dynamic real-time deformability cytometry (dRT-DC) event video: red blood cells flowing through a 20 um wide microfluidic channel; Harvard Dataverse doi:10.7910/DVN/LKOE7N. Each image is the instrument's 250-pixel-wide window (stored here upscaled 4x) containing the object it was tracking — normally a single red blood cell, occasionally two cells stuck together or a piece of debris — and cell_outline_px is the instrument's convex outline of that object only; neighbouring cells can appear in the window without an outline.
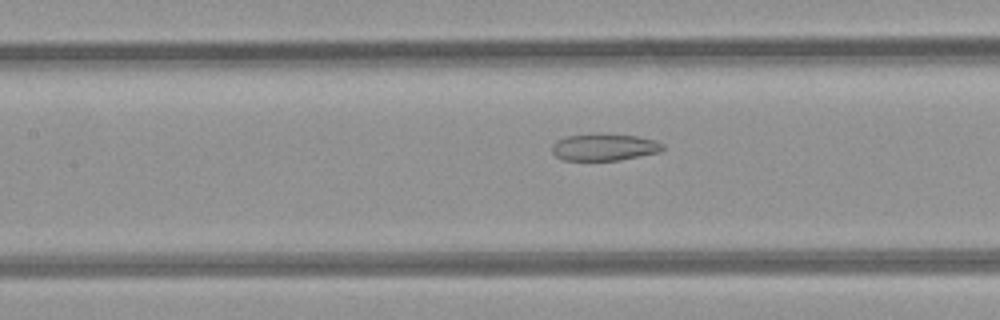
{"species": "common noctule bat (a hibernating species)", "species_latin": "Nyctalus noctula", "temperature_condition": "room temperature", "stored_images_in_passage": 25, "camera_frame_rate_fps": 3000, "um_per_image_px": 0.085, "animal": {"sex": "female", "body_mass_g": 21.9}, "frame": {"image": 1, "passage_image": 7, "time_ms": 2.0, "image_size_px": [1000, 320], "cell_outline_px": [[664, 148], [660, 152], [620, 160], [564, 160], [556, 156], [552, 152], [552, 144], [556, 140], [564, 136], [592, 132], [636, 136], [656, 140], [664, 144]], "centroid_in_image_um": [51.34, 12.48], "position_along_channel_um": 156.1, "area_um2": 17.8}}
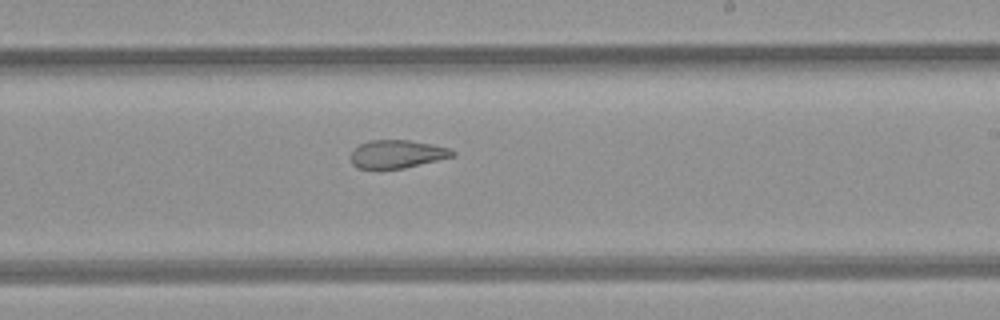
{"frame": {"image": 2, "passage_image": 14, "time_ms": 4.333, "image_size_px": [1000, 320], "cell_outline_px": [[456, 156], [404, 168], [356, 168], [352, 164], [352, 152], [360, 144], [368, 140], [408, 140], [432, 144], [452, 148], [456, 152]], "centroid_in_image_um": [33.81, 13.09], "position_along_channel_um": 255.2, "area_um2": 16.65}}
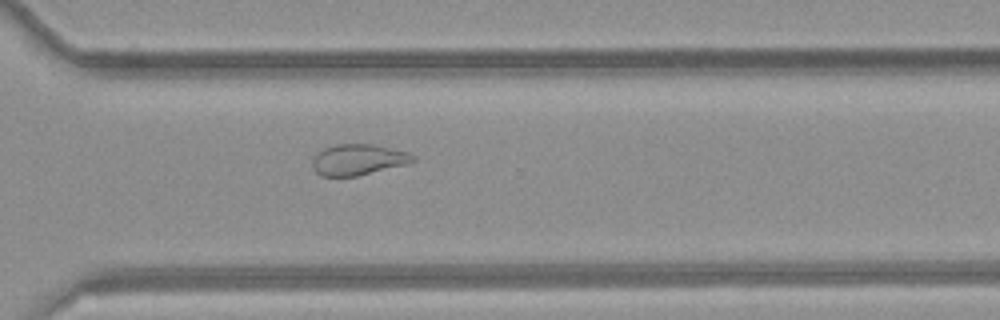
{"frame": {"image": 3, "passage_image": 20, "time_ms": 6.333, "image_size_px": [1000, 320], "cell_outline_px": [[416, 160], [404, 164], [356, 176], [320, 176], [312, 168], [312, 160], [316, 152], [324, 148], [336, 144], [376, 144], [408, 152], [416, 156]], "centroid_in_image_um": [30.4, 13.55], "position_along_channel_um": 340.2, "area_um2": 18.15}, "authors_computed_cell_mechanics": {"area_um2": 17.918, "velocity_mm_per_s": 4.2653, "shape_relaxation_time_tau1_ms": null, "shape_relaxation_time_tau2_ms": 2.4514, "deformation_change_tau1": null, "deformation_change_tau2": 0.1002}}